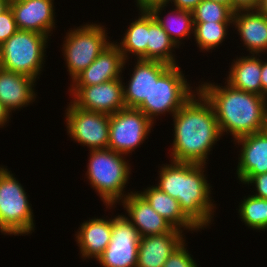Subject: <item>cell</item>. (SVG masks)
<instances>
[{"label":"cell","instance_id":"3957f363","mask_svg":"<svg viewBox=\"0 0 267 267\" xmlns=\"http://www.w3.org/2000/svg\"><path fill=\"white\" fill-rule=\"evenodd\" d=\"M170 163V164H169ZM162 164L155 185L161 191L176 199L183 213L201 230L214 221L217 209L211 197L213 186L208 183L205 168L207 165L175 162Z\"/></svg>","mask_w":267,"mask_h":267},{"label":"cell","instance_id":"836d02e7","mask_svg":"<svg viewBox=\"0 0 267 267\" xmlns=\"http://www.w3.org/2000/svg\"><path fill=\"white\" fill-rule=\"evenodd\" d=\"M169 0H135L139 11H150L158 5H167Z\"/></svg>","mask_w":267,"mask_h":267},{"label":"cell","instance_id":"7a4b0ae2","mask_svg":"<svg viewBox=\"0 0 267 267\" xmlns=\"http://www.w3.org/2000/svg\"><path fill=\"white\" fill-rule=\"evenodd\" d=\"M198 91L211 104L221 135L233 139L266 130L267 98L211 81L198 84Z\"/></svg>","mask_w":267,"mask_h":267},{"label":"cell","instance_id":"ac0fdd59","mask_svg":"<svg viewBox=\"0 0 267 267\" xmlns=\"http://www.w3.org/2000/svg\"><path fill=\"white\" fill-rule=\"evenodd\" d=\"M185 239L184 232L176 228L169 233L141 237L136 267H163L169 256Z\"/></svg>","mask_w":267,"mask_h":267},{"label":"cell","instance_id":"d590c367","mask_svg":"<svg viewBox=\"0 0 267 267\" xmlns=\"http://www.w3.org/2000/svg\"><path fill=\"white\" fill-rule=\"evenodd\" d=\"M261 56V85H262V96L267 98V61H264V57Z\"/></svg>","mask_w":267,"mask_h":267},{"label":"cell","instance_id":"30bf717a","mask_svg":"<svg viewBox=\"0 0 267 267\" xmlns=\"http://www.w3.org/2000/svg\"><path fill=\"white\" fill-rule=\"evenodd\" d=\"M67 135L90 150L108 149L110 115L78 108L71 101L65 110Z\"/></svg>","mask_w":267,"mask_h":267},{"label":"cell","instance_id":"2e32d148","mask_svg":"<svg viewBox=\"0 0 267 267\" xmlns=\"http://www.w3.org/2000/svg\"><path fill=\"white\" fill-rule=\"evenodd\" d=\"M136 61L128 84L123 82V99L126 108H137L145 99H148L153 82L157 81L170 67L160 61L141 59Z\"/></svg>","mask_w":267,"mask_h":267},{"label":"cell","instance_id":"6da1fadb","mask_svg":"<svg viewBox=\"0 0 267 267\" xmlns=\"http://www.w3.org/2000/svg\"><path fill=\"white\" fill-rule=\"evenodd\" d=\"M174 139L170 159L206 165L214 145L222 137L211 104L197 91L173 116ZM207 161V162H206Z\"/></svg>","mask_w":267,"mask_h":267},{"label":"cell","instance_id":"277c9868","mask_svg":"<svg viewBox=\"0 0 267 267\" xmlns=\"http://www.w3.org/2000/svg\"><path fill=\"white\" fill-rule=\"evenodd\" d=\"M86 171L90 186L98 193L106 209H114L130 193L126 186L130 180L131 165L127 155L111 149L89 150ZM127 184V185H126ZM114 206V207H113Z\"/></svg>","mask_w":267,"mask_h":267},{"label":"cell","instance_id":"603a6c76","mask_svg":"<svg viewBox=\"0 0 267 267\" xmlns=\"http://www.w3.org/2000/svg\"><path fill=\"white\" fill-rule=\"evenodd\" d=\"M260 56L255 54H247L239 58L237 56L226 75V83L235 89L262 96Z\"/></svg>","mask_w":267,"mask_h":267},{"label":"cell","instance_id":"74e56055","mask_svg":"<svg viewBox=\"0 0 267 267\" xmlns=\"http://www.w3.org/2000/svg\"><path fill=\"white\" fill-rule=\"evenodd\" d=\"M256 10L267 17V0H260Z\"/></svg>","mask_w":267,"mask_h":267},{"label":"cell","instance_id":"4fadbf2b","mask_svg":"<svg viewBox=\"0 0 267 267\" xmlns=\"http://www.w3.org/2000/svg\"><path fill=\"white\" fill-rule=\"evenodd\" d=\"M9 6L18 30L34 31L51 37L56 28L54 0H10Z\"/></svg>","mask_w":267,"mask_h":267},{"label":"cell","instance_id":"52a82bcc","mask_svg":"<svg viewBox=\"0 0 267 267\" xmlns=\"http://www.w3.org/2000/svg\"><path fill=\"white\" fill-rule=\"evenodd\" d=\"M187 81L179 64L170 66L153 82L149 98L136 109L154 124L159 116L167 113L173 116L198 91V87H192Z\"/></svg>","mask_w":267,"mask_h":267},{"label":"cell","instance_id":"d6a6232c","mask_svg":"<svg viewBox=\"0 0 267 267\" xmlns=\"http://www.w3.org/2000/svg\"><path fill=\"white\" fill-rule=\"evenodd\" d=\"M260 0H231V9L234 12L256 10Z\"/></svg>","mask_w":267,"mask_h":267},{"label":"cell","instance_id":"7402d4cb","mask_svg":"<svg viewBox=\"0 0 267 267\" xmlns=\"http://www.w3.org/2000/svg\"><path fill=\"white\" fill-rule=\"evenodd\" d=\"M152 208L174 228L181 231H201L181 210L179 202L155 185L137 191Z\"/></svg>","mask_w":267,"mask_h":267},{"label":"cell","instance_id":"8fae6325","mask_svg":"<svg viewBox=\"0 0 267 267\" xmlns=\"http://www.w3.org/2000/svg\"><path fill=\"white\" fill-rule=\"evenodd\" d=\"M141 236L126 214L112 217V236L96 260L102 267H136Z\"/></svg>","mask_w":267,"mask_h":267},{"label":"cell","instance_id":"d6986e66","mask_svg":"<svg viewBox=\"0 0 267 267\" xmlns=\"http://www.w3.org/2000/svg\"><path fill=\"white\" fill-rule=\"evenodd\" d=\"M37 80L0 68V102L12 114L35 102ZM36 92V93H35Z\"/></svg>","mask_w":267,"mask_h":267},{"label":"cell","instance_id":"f35d334b","mask_svg":"<svg viewBox=\"0 0 267 267\" xmlns=\"http://www.w3.org/2000/svg\"><path fill=\"white\" fill-rule=\"evenodd\" d=\"M10 4V0H0V14L4 12Z\"/></svg>","mask_w":267,"mask_h":267},{"label":"cell","instance_id":"d4e9b609","mask_svg":"<svg viewBox=\"0 0 267 267\" xmlns=\"http://www.w3.org/2000/svg\"><path fill=\"white\" fill-rule=\"evenodd\" d=\"M138 15V18L136 17L127 27L125 33H123L121 42H115L128 63L130 56H134L136 59L147 60L148 11H139Z\"/></svg>","mask_w":267,"mask_h":267},{"label":"cell","instance_id":"4316f807","mask_svg":"<svg viewBox=\"0 0 267 267\" xmlns=\"http://www.w3.org/2000/svg\"><path fill=\"white\" fill-rule=\"evenodd\" d=\"M233 22H194L195 43L200 52H211L225 41ZM211 50V51H209Z\"/></svg>","mask_w":267,"mask_h":267},{"label":"cell","instance_id":"9c48e42d","mask_svg":"<svg viewBox=\"0 0 267 267\" xmlns=\"http://www.w3.org/2000/svg\"><path fill=\"white\" fill-rule=\"evenodd\" d=\"M153 126L154 123L136 108H124L111 114L108 149L131 155L148 139Z\"/></svg>","mask_w":267,"mask_h":267},{"label":"cell","instance_id":"f546056e","mask_svg":"<svg viewBox=\"0 0 267 267\" xmlns=\"http://www.w3.org/2000/svg\"><path fill=\"white\" fill-rule=\"evenodd\" d=\"M184 240L169 256L163 267H198Z\"/></svg>","mask_w":267,"mask_h":267},{"label":"cell","instance_id":"8992f818","mask_svg":"<svg viewBox=\"0 0 267 267\" xmlns=\"http://www.w3.org/2000/svg\"><path fill=\"white\" fill-rule=\"evenodd\" d=\"M19 180L0 166V232L3 235L25 236L34 232L35 220L27 192ZM33 231V232H32Z\"/></svg>","mask_w":267,"mask_h":267},{"label":"cell","instance_id":"e0dca14e","mask_svg":"<svg viewBox=\"0 0 267 267\" xmlns=\"http://www.w3.org/2000/svg\"><path fill=\"white\" fill-rule=\"evenodd\" d=\"M119 204L141 237L169 233L174 228L137 191L127 195Z\"/></svg>","mask_w":267,"mask_h":267},{"label":"cell","instance_id":"5bb4252c","mask_svg":"<svg viewBox=\"0 0 267 267\" xmlns=\"http://www.w3.org/2000/svg\"><path fill=\"white\" fill-rule=\"evenodd\" d=\"M233 143L240 146L237 180L245 184L254 176L267 173V130L239 137Z\"/></svg>","mask_w":267,"mask_h":267},{"label":"cell","instance_id":"4dcf8cb0","mask_svg":"<svg viewBox=\"0 0 267 267\" xmlns=\"http://www.w3.org/2000/svg\"><path fill=\"white\" fill-rule=\"evenodd\" d=\"M18 30L10 6L0 14V45Z\"/></svg>","mask_w":267,"mask_h":267},{"label":"cell","instance_id":"44dd1931","mask_svg":"<svg viewBox=\"0 0 267 267\" xmlns=\"http://www.w3.org/2000/svg\"><path fill=\"white\" fill-rule=\"evenodd\" d=\"M233 28L249 54H267V17L257 10L237 11L233 15Z\"/></svg>","mask_w":267,"mask_h":267},{"label":"cell","instance_id":"484cf974","mask_svg":"<svg viewBox=\"0 0 267 267\" xmlns=\"http://www.w3.org/2000/svg\"><path fill=\"white\" fill-rule=\"evenodd\" d=\"M174 48L179 47L148 12L147 60L160 61L170 66L178 65V60L173 53Z\"/></svg>","mask_w":267,"mask_h":267},{"label":"cell","instance_id":"f1b7e54d","mask_svg":"<svg viewBox=\"0 0 267 267\" xmlns=\"http://www.w3.org/2000/svg\"><path fill=\"white\" fill-rule=\"evenodd\" d=\"M234 11L227 5L202 0L193 10L194 22H233Z\"/></svg>","mask_w":267,"mask_h":267},{"label":"cell","instance_id":"ba28073f","mask_svg":"<svg viewBox=\"0 0 267 267\" xmlns=\"http://www.w3.org/2000/svg\"><path fill=\"white\" fill-rule=\"evenodd\" d=\"M106 29L101 23L92 22L67 31L61 51L71 81L112 43Z\"/></svg>","mask_w":267,"mask_h":267},{"label":"cell","instance_id":"8d00e7d4","mask_svg":"<svg viewBox=\"0 0 267 267\" xmlns=\"http://www.w3.org/2000/svg\"><path fill=\"white\" fill-rule=\"evenodd\" d=\"M11 114L0 102V128L5 127L10 122ZM9 121V122H8Z\"/></svg>","mask_w":267,"mask_h":267},{"label":"cell","instance_id":"5b68a950","mask_svg":"<svg viewBox=\"0 0 267 267\" xmlns=\"http://www.w3.org/2000/svg\"><path fill=\"white\" fill-rule=\"evenodd\" d=\"M49 38L38 32L17 30L0 45V68L38 80Z\"/></svg>","mask_w":267,"mask_h":267},{"label":"cell","instance_id":"83f0119b","mask_svg":"<svg viewBox=\"0 0 267 267\" xmlns=\"http://www.w3.org/2000/svg\"><path fill=\"white\" fill-rule=\"evenodd\" d=\"M238 208V215L247 228L267 230V199L253 195L244 196Z\"/></svg>","mask_w":267,"mask_h":267},{"label":"cell","instance_id":"cb8c5ba5","mask_svg":"<svg viewBox=\"0 0 267 267\" xmlns=\"http://www.w3.org/2000/svg\"><path fill=\"white\" fill-rule=\"evenodd\" d=\"M167 6L168 5L166 4L158 5L153 7L149 12L166 31L174 43L180 47L183 40L186 38L189 39L191 34H194V19L192 11L173 8L170 10L171 13L168 11V15L162 17V12L163 10L165 12Z\"/></svg>","mask_w":267,"mask_h":267},{"label":"cell","instance_id":"ab89813d","mask_svg":"<svg viewBox=\"0 0 267 267\" xmlns=\"http://www.w3.org/2000/svg\"><path fill=\"white\" fill-rule=\"evenodd\" d=\"M208 1H212V2H217L223 5H227L231 8V0H208Z\"/></svg>","mask_w":267,"mask_h":267},{"label":"cell","instance_id":"9a60e30c","mask_svg":"<svg viewBox=\"0 0 267 267\" xmlns=\"http://www.w3.org/2000/svg\"><path fill=\"white\" fill-rule=\"evenodd\" d=\"M126 63L127 60L113 41L94 62L70 81V87L91 86L122 78Z\"/></svg>","mask_w":267,"mask_h":267},{"label":"cell","instance_id":"e575fe53","mask_svg":"<svg viewBox=\"0 0 267 267\" xmlns=\"http://www.w3.org/2000/svg\"><path fill=\"white\" fill-rule=\"evenodd\" d=\"M202 0H169L168 4L170 6V2L175 8L192 11Z\"/></svg>","mask_w":267,"mask_h":267},{"label":"cell","instance_id":"1f68e13d","mask_svg":"<svg viewBox=\"0 0 267 267\" xmlns=\"http://www.w3.org/2000/svg\"><path fill=\"white\" fill-rule=\"evenodd\" d=\"M246 184L255 186L253 196L267 199V173L254 175Z\"/></svg>","mask_w":267,"mask_h":267},{"label":"cell","instance_id":"7c38bea8","mask_svg":"<svg viewBox=\"0 0 267 267\" xmlns=\"http://www.w3.org/2000/svg\"><path fill=\"white\" fill-rule=\"evenodd\" d=\"M122 78L91 86L70 87L71 102L85 110L114 114L126 108L123 99L124 77Z\"/></svg>","mask_w":267,"mask_h":267},{"label":"cell","instance_id":"ffe728a7","mask_svg":"<svg viewBox=\"0 0 267 267\" xmlns=\"http://www.w3.org/2000/svg\"><path fill=\"white\" fill-rule=\"evenodd\" d=\"M75 241L80 250V257L86 259H98L110 243L112 236V217H93L80 224L75 233Z\"/></svg>","mask_w":267,"mask_h":267}]
</instances>
